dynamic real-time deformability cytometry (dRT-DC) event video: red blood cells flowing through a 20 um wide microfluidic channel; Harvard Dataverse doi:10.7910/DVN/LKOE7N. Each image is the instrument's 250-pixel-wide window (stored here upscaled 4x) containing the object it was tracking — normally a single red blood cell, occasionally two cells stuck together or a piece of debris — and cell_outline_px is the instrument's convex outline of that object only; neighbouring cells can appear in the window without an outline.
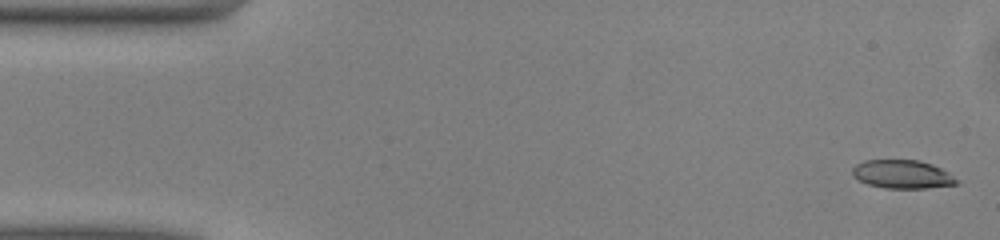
{"species": "common noctule bat (a hibernating species)", "species_latin": "Nyctalus noctula", "temperature_condition": "warm", "stored_images_in_passage": 49, "camera_frame_rate_fps": 3000, "um_per_image_px": 0.085, "animal": {"sex": "male", "body_mass_g": 13.0, "forearm_length_mm": 53.1}, "frame": {"image": 1, "passage_image": 1, "time_ms": 0.0, "image_size_px": [1000, 240], "cell_outline_px": [[960, 184], [928, 188], [884, 188], [868, 184], [852, 176], [852, 168], [856, 164], [864, 160], [920, 160], [932, 164], [948, 172], [960, 180]], "centroid_in_image_um": [76.73, 14.81], "position_along_channel_um": 8.3, "area_um2": 17.46}}
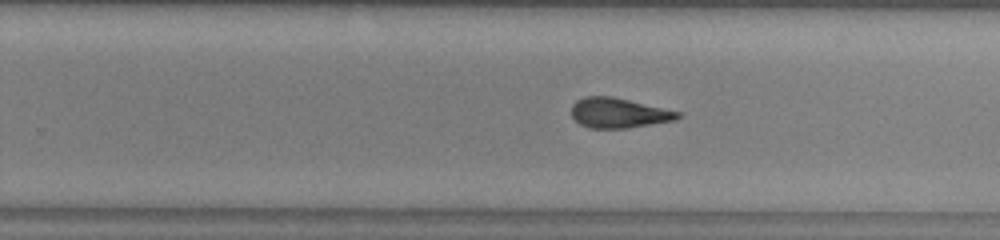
{"frame": {"image": 2, "passage_image": 30, "time_ms": 9.667, "image_size_px": [1000, 240], "cell_outline_px": [[684, 112], [676, 120], [628, 128], [588, 128], [580, 124], [572, 116], [572, 104], [576, 100], [584, 96], [612, 96]], "centroid_in_image_um": [52.61, 9.59], "position_along_channel_um": 277.2, "area_um2": 18.79}}
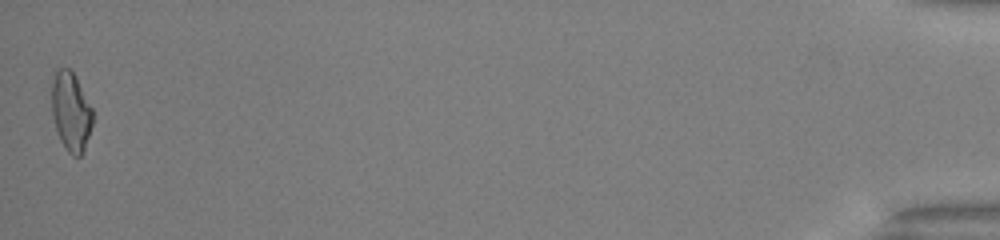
{"frame": {"image": 3, "passage_image": 49, "time_ms": 16.0, "image_size_px": [1000, 240], "cell_outline_px": [[92, 124], [84, 148], [80, 156], [72, 156], [68, 152], [60, 140], [56, 132], [52, 112], [52, 84], [56, 72], [60, 68], [68, 68], [76, 76], [92, 108]], "centroid_in_image_um": [6.02, 9.49], "position_along_channel_um": 429.2, "area_um2": 18.61}, "authors_computed_cell_mechanics": {"area_um2": 18.785, "velocity_mm_per_s": 4.0708, "shape_relaxation_time_tau1_ms": 5.081, "shape_relaxation_time_tau2_ms": 2.167, "deformation_change_tau1": 0.1782, "deformation_change_tau2": 0.0992}}